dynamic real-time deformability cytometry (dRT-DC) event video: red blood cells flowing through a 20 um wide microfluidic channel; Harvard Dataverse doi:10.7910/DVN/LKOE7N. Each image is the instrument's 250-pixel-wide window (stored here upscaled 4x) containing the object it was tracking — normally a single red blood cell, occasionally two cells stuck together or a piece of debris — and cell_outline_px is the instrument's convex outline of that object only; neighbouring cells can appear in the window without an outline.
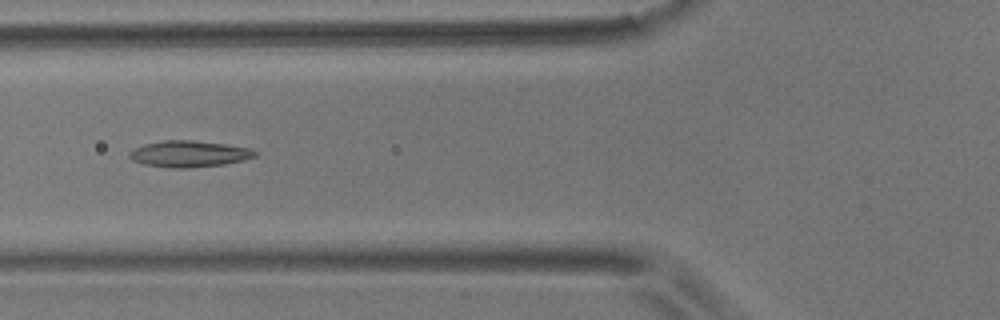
{"species": "common noctule bat (a hibernating species)", "species_latin": "Nyctalus noctula", "temperature_condition": "room temperature", "stored_images_in_passage": 14, "camera_frame_rate_fps": 3000, "um_per_image_px": 0.085, "animal": {"sex": "male", "body_mass_g": 17.9}, "frame": {"image": 1, "passage_image": 5, "time_ms": 1.333, "image_size_px": [1000, 320], "cell_outline_px": [[256, 156], [244, 160], [224, 164], [188, 168], [172, 168], [144, 164], [132, 160], [128, 156], [128, 152], [144, 144], [164, 140], [192, 140], [224, 144], [248, 148], [256, 152]], "centroid_in_image_um": [16.04, 13.08], "position_along_channel_um": 109.8, "area_um2": 19.13}}
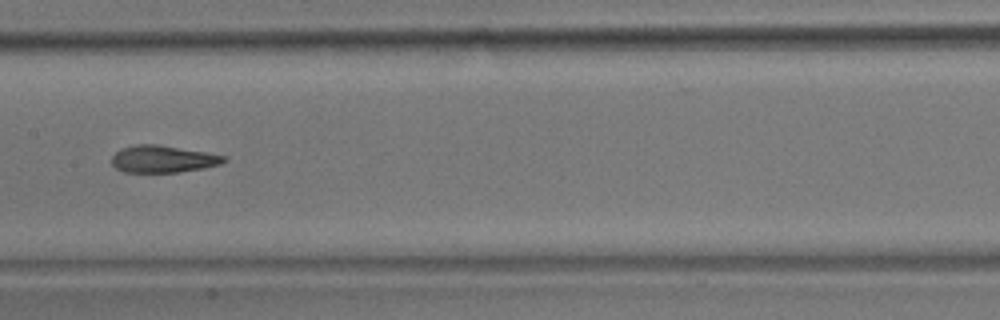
{"frame": {"image": 2, "passage_image": 7, "time_ms": 2.0, "image_size_px": [1000, 320], "cell_outline_px": [[228, 160], [220, 164], [204, 168], [180, 172], [124, 172], [116, 168], [112, 164], [112, 156], [120, 148], [136, 144], [156, 144], [228, 156]], "centroid_in_image_um": [13.85, 13.52], "position_along_channel_um": 193.5, "area_um2": 17.74}}
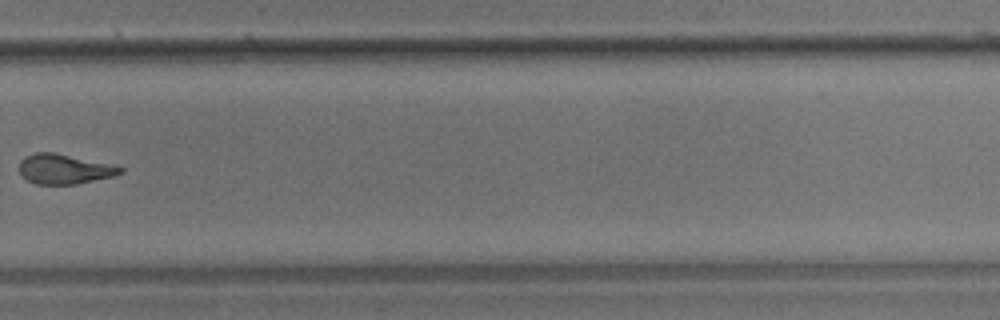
{"frame": {"image": 3, "passage_image": 10, "time_ms": 3.0, "image_size_px": [1000, 320], "cell_outline_px": [[124, 172], [112, 176], [76, 184], [36, 184], [20, 176], [20, 160], [24, 156], [36, 152], [52, 152], [124, 168]], "centroid_in_image_um": [5.39, 14.38], "position_along_channel_um": 324.4, "area_um2": 17.17}}